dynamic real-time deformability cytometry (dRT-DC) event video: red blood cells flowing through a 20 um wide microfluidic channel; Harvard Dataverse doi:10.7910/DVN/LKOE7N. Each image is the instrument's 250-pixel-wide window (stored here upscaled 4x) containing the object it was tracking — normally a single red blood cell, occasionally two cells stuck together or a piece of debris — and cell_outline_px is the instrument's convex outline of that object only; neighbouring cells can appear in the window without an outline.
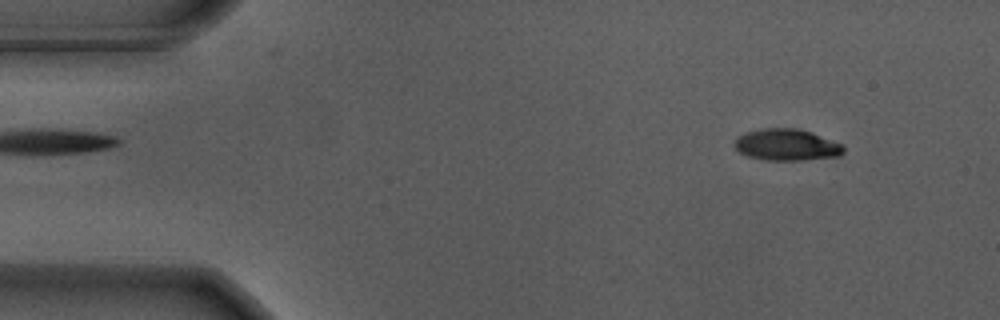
{"species": "Egyptian fruit bat (a non-hibernating species)", "species_latin": "Rousettus aegyptiacus", "temperature_condition": "warm", "stored_images_in_passage": 55, "camera_frame_rate_fps": 3000, "um_per_image_px": 0.085, "animal": {"sex": "male"}, "frame": {"image": 1, "passage_image": 5, "time_ms": 1.333, "image_size_px": [1000, 320], "cell_outline_px": [[844, 152], [840, 156], [800, 160], [764, 160], [748, 156], [740, 152], [732, 144], [740, 136], [748, 132], [760, 128], [800, 128], [812, 132], [844, 144]], "centroid_in_image_um": [66.91, 12.3], "position_along_channel_um": 18.1, "area_um2": 20.17}}
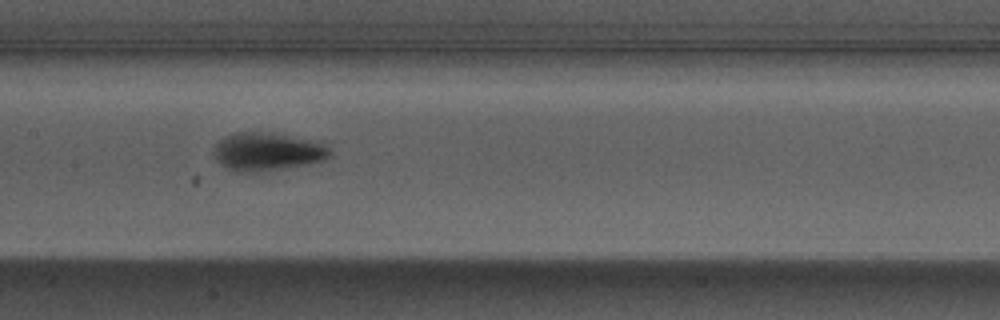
{"frame": {"image": 2, "passage_image": 26, "time_ms": 8.333, "image_size_px": [1000, 320], "cell_outline_px": [[332, 156], [324, 160], [308, 164], [284, 168], [256, 172], [240, 172], [228, 168], [220, 164], [216, 156], [216, 144], [220, 140], [236, 132], [256, 132], [284, 136], [308, 140], [324, 144], [332, 152]], "centroid_in_image_um": [22.75, 12.92], "position_along_channel_um": 184.6, "area_um2": 24.97}}
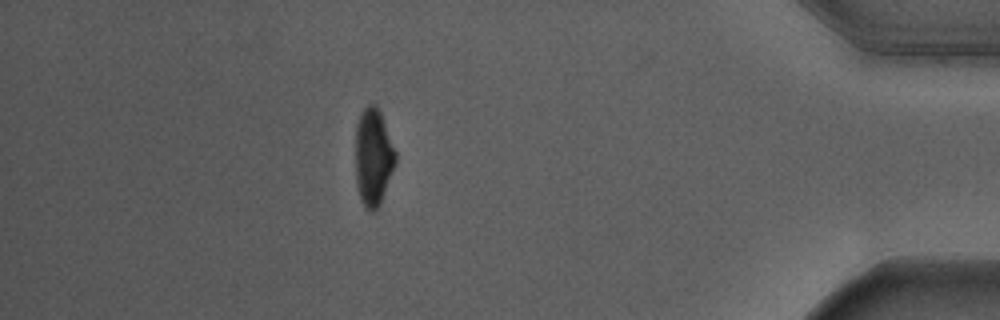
{"frame": {"image": 3, "passage_image": 48, "time_ms": 15.667, "image_size_px": [1000, 320], "cell_outline_px": [[396, 160], [380, 204], [372, 212], [368, 212], [360, 196], [356, 184], [356, 124], [364, 108], [368, 104], [376, 104], [380, 112], [396, 152]], "centroid_in_image_um": [31.72, 13.34], "position_along_channel_um": 403.5, "area_um2": 22.31}, "authors_computed_cell_mechanics": {"area_um2": 22.831, "velocity_mm_per_s": 3.6834, "shape_relaxation_time_tau1_ms": 2.3424, "shape_relaxation_time_tau2_ms": 1.7694, "deformation_change_tau1": 0.1828, "deformation_change_tau2": 0.0602}}